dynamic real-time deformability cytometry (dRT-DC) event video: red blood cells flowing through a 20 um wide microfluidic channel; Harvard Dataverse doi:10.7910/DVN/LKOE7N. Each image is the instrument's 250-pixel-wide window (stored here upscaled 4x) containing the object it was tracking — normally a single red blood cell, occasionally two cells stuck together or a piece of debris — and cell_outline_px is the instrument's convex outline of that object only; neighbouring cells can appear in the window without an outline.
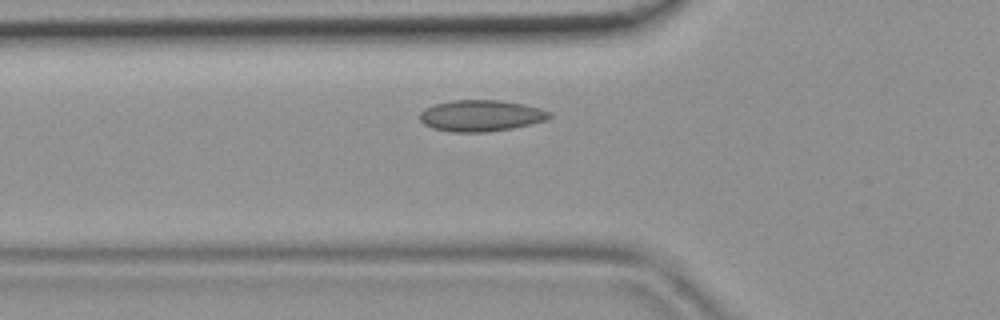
{"species": "common noctule bat (a hibernating species)", "species_latin": "Nyctalus noctula", "temperature_condition": "room temperature", "stored_images_in_passage": 35, "camera_frame_rate_fps": 3000, "um_per_image_px": 0.085, "animal": {"sex": "female", "body_mass_g": 19.9}, "frame": {"image": 1, "passage_image": 6, "time_ms": 1.667, "image_size_px": [1000, 320], "cell_outline_px": [[552, 116], [548, 120], [532, 124], [512, 128], [488, 132], [452, 132], [432, 128], [424, 124], [420, 120], [420, 112], [424, 108], [436, 104], [452, 100], [500, 100], [524, 104], [540, 108], [552, 112]], "centroid_in_image_um": [40.91, 9.83], "position_along_channel_um": 84.9, "area_um2": 23.87}}
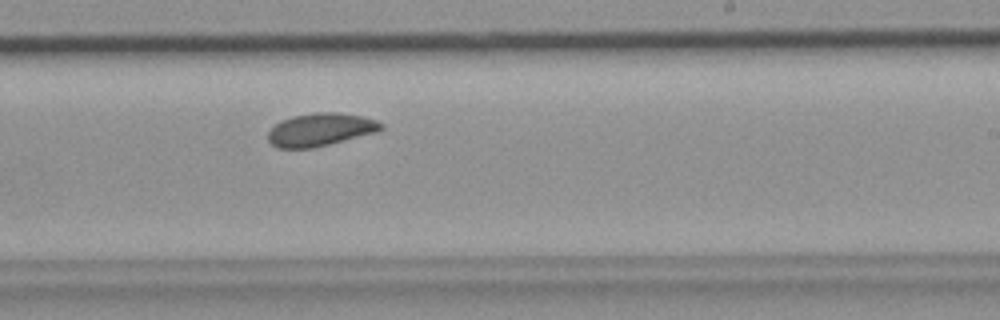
{"frame": {"image": 2, "passage_image": 18, "time_ms": 5.667, "image_size_px": [1000, 320], "cell_outline_px": [[384, 128], [376, 132], [312, 148], [276, 148], [268, 140], [268, 132], [280, 120], [292, 116], [316, 112], [336, 112], [364, 116], [376, 120], [384, 124]], "centroid_in_image_um": [27.23, 11.01], "position_along_channel_um": 261.8, "area_um2": 21.62}}
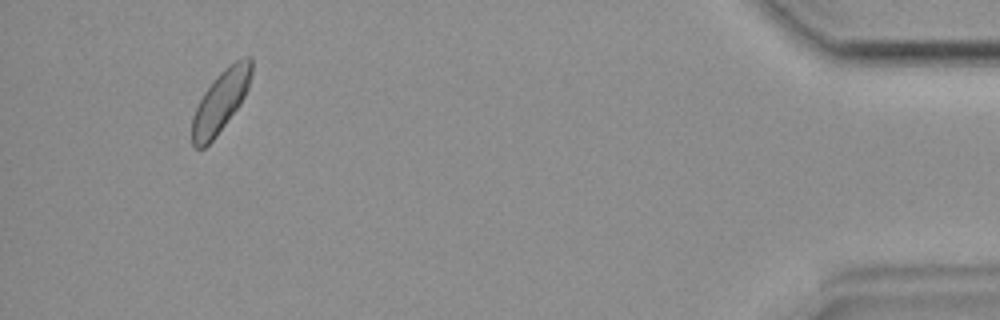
{"frame": {"image": 3, "passage_image": 33, "time_ms": 10.667, "image_size_px": [1000, 320], "cell_outline_px": [[252, 72], [248, 88], [240, 104], [216, 136], [204, 148], [196, 148], [192, 144], [192, 116], [204, 92], [216, 76], [228, 64], [236, 60], [248, 56], [252, 56]], "centroid_in_image_um": [18.76, 8.59], "position_along_channel_um": 416.4, "area_um2": 21.15}}